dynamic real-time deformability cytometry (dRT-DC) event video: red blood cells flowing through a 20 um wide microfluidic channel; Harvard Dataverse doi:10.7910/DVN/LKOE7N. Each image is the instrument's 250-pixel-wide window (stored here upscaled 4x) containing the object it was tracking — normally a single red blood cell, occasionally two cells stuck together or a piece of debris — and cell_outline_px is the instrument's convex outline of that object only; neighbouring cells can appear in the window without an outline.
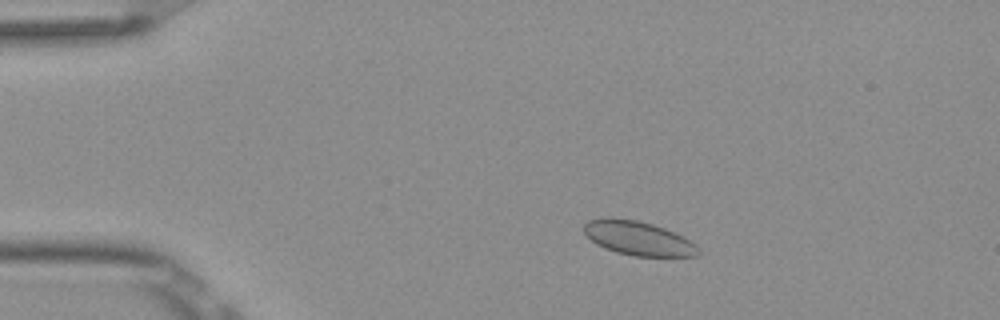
{"species": "Egyptian fruit bat (a non-hibernating species)", "species_latin": "Rousettus aegyptiacus", "temperature_condition": "room temperature", "stored_images_in_passage": 5, "camera_frame_rate_fps": 3000, "um_per_image_px": 0.085, "frame": {"image": 1, "passage_image": 3, "time_ms": 0.667, "image_size_px": [1000, 320], "cell_outline_px": [[700, 256], [636, 256], [616, 252], [596, 244], [584, 232], [584, 224], [588, 220], [612, 216], [636, 220], [652, 224], [664, 228], [684, 236], [696, 244], [700, 248]], "centroid_in_image_um": [54.27, 20.24], "position_along_channel_um": 30.7, "area_um2": 22.83}}